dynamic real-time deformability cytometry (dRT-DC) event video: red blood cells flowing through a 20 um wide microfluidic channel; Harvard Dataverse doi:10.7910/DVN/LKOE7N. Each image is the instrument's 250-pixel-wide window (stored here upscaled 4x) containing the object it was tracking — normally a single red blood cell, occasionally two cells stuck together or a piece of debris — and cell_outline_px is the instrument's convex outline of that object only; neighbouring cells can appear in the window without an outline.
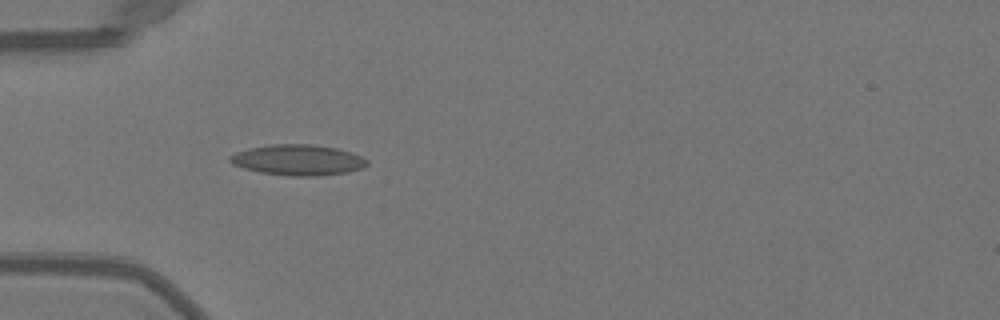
{"species": "Egyptian fruit bat (a non-hibernating species)", "species_latin": "Rousettus aegyptiacus", "temperature_condition": "warm", "stored_images_in_passage": 37, "camera_frame_rate_fps": 3000, "um_per_image_px": 0.085, "animal": {"sex": "female"}, "frame": {"image": 1, "passage_image": 7, "time_ms": 2.0, "image_size_px": [1000, 320], "cell_outline_px": [[368, 164], [364, 168], [348, 172], [316, 176], [292, 176], [260, 172], [244, 168], [232, 164], [228, 160], [228, 156], [236, 152], [248, 148], [272, 144], [312, 144], [336, 148], [360, 156], [368, 160]], "centroid_in_image_um": [25.3, 13.6], "position_along_channel_um": 59.7, "area_um2": 24.51}}
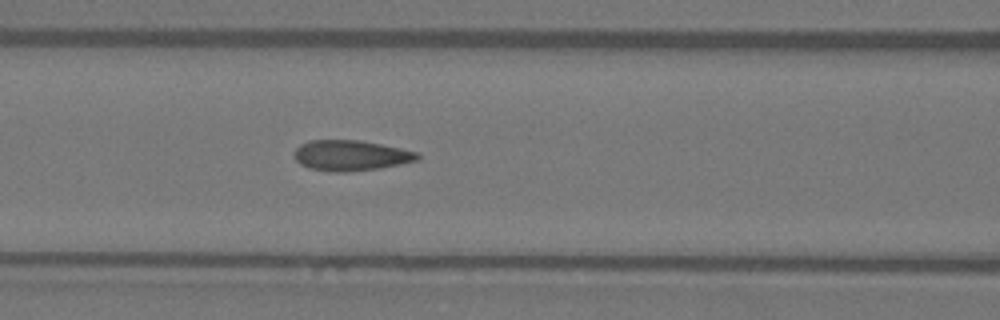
{"frame": {"image": 2, "passage_image": 13, "time_ms": 4.0, "image_size_px": [1000, 320], "cell_outline_px": [[420, 160], [380, 168], [348, 172], [328, 172], [308, 168], [300, 164], [292, 156], [296, 148], [300, 144], [308, 140], [360, 140], [420, 152]], "centroid_in_image_um": [29.8, 13.22], "position_along_channel_um": 136.8, "area_um2": 22.25}}
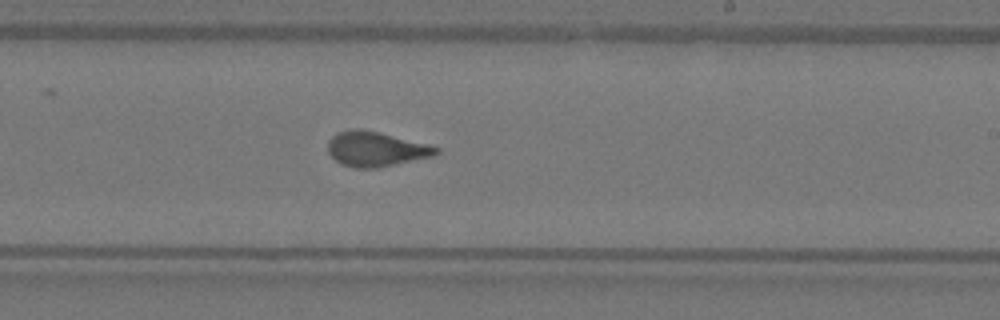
{"frame": {"image": 3, "passage_image": 22, "time_ms": 7.0, "image_size_px": [1000, 320], "cell_outline_px": [[440, 152], [432, 156], [376, 168], [352, 168], [340, 164], [328, 152], [328, 140], [336, 132], [356, 128], [360, 128], [380, 132], [428, 144], [440, 148]], "centroid_in_image_um": [31.92, 12.66], "position_along_channel_um": 257.1, "area_um2": 22.02}, "authors_computed_cell_mechanics": {"area_um2": 22.0218, "velocity_mm_per_s": 4.0256, "shape_relaxation_time_tau1_ms": 8.6038, "shape_relaxation_time_tau2_ms": 0.7294, "deformation_change_tau1": 0.2457, "deformation_change_tau2": 0.07}}